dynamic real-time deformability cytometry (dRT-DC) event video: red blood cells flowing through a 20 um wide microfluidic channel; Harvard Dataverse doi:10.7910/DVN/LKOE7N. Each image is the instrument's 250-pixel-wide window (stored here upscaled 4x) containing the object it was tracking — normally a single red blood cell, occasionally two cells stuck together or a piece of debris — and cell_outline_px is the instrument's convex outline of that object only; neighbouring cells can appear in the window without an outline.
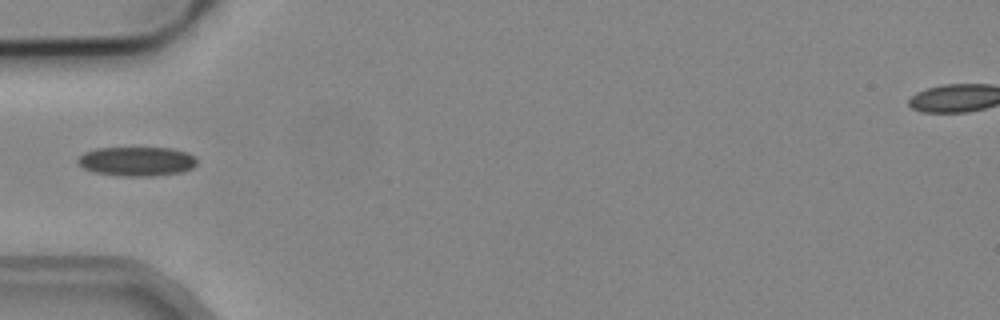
{"species": "common noctule bat (a hibernating species)", "species_latin": "Nyctalus noctula", "temperature_condition": "cold", "stored_images_in_passage": 1, "camera_frame_rate_fps": 3000, "um_per_image_px": 0.085, "animal": {"sex": "male", "body_mass_g": 19.2, "forearm_length_mm": 51.8}, "frame": {"image": 1, "passage_image": 1, "time_ms": 0.0, "image_size_px": [1000, 320], "cell_outline_px": [[196, 164], [192, 168], [180, 172], [152, 176], [116, 176], [92, 172], [76, 164], [76, 160], [84, 152], [96, 148], [172, 148], [188, 152], [196, 156]], "centroid_in_image_um": [11.6, 13.71], "position_along_channel_um": 73.4, "area_um2": 20.58}}